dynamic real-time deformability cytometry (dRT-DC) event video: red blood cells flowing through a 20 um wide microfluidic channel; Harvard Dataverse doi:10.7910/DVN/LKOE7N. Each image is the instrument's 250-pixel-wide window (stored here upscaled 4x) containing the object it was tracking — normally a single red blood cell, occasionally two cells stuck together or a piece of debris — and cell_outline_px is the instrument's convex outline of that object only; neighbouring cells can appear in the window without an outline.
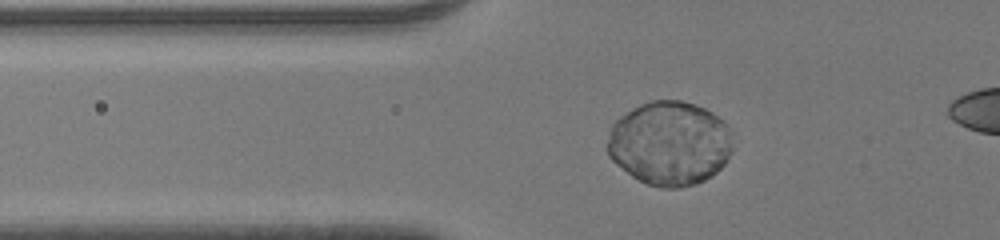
{"species": "human", "species_latin": "Homo sapiens", "temperature_condition": "room temperature", "stored_images_in_passage": 50, "camera_frame_rate_fps": 3000, "um_per_image_px": 0.085, "donor": {"sex": "male"}, "frame": {"image": 1, "passage_image": 21, "time_ms": 6.667, "image_size_px": [1000, 240], "cell_outline_px": [[732, 148], [724, 164], [712, 176], [704, 180], [680, 188], [664, 188], [648, 184], [632, 176], [616, 164], [608, 156], [608, 140], [612, 124], [620, 116], [640, 104], [652, 100], [680, 100], [704, 108], [712, 112], [728, 128]], "centroid_in_image_um": [56.89, 12.18], "position_along_channel_um": 68.9, "area_um2": 60.92}}
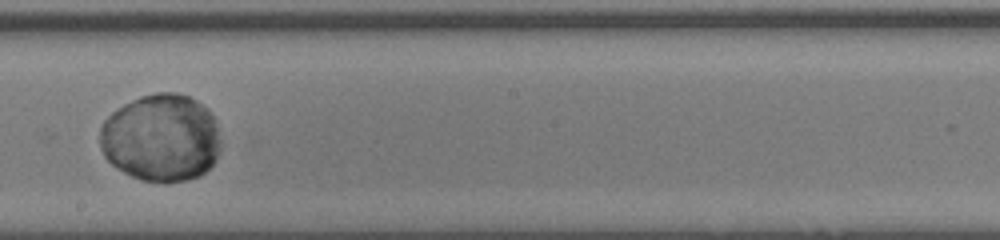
{"frame": {"image": 2, "passage_image": 34, "time_ms": 11.0, "image_size_px": [1000, 240], "cell_outline_px": [[220, 148], [216, 160], [200, 176], [184, 180], [140, 180], [116, 168], [104, 156], [100, 148], [100, 128], [104, 120], [112, 112], [124, 104], [140, 96], [156, 92], [176, 92], [188, 96], [196, 100], [208, 108], [212, 116], [216, 128], [220, 144]], "centroid_in_image_um": [13.67, 11.69], "position_along_channel_um": 234.5, "area_um2": 61.38}}
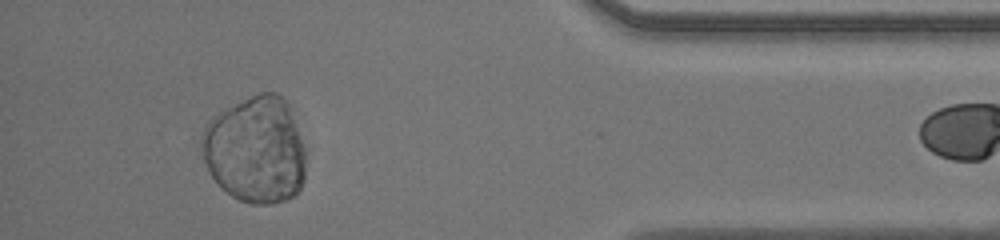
{"frame": {"image": 3, "passage_image": 49, "time_ms": 16.0, "image_size_px": [1000, 240], "cell_outline_px": [[304, 180], [300, 188], [292, 196], [284, 200], [272, 204], [252, 204], [240, 200], [232, 196], [208, 172], [204, 160], [200, 140], [200, 136], [204, 128], [220, 112], [260, 92], [276, 92], [288, 104], [304, 148]], "centroid_in_image_um": [21.72, 12.76], "position_along_channel_um": 413.5, "area_um2": 63.98}}